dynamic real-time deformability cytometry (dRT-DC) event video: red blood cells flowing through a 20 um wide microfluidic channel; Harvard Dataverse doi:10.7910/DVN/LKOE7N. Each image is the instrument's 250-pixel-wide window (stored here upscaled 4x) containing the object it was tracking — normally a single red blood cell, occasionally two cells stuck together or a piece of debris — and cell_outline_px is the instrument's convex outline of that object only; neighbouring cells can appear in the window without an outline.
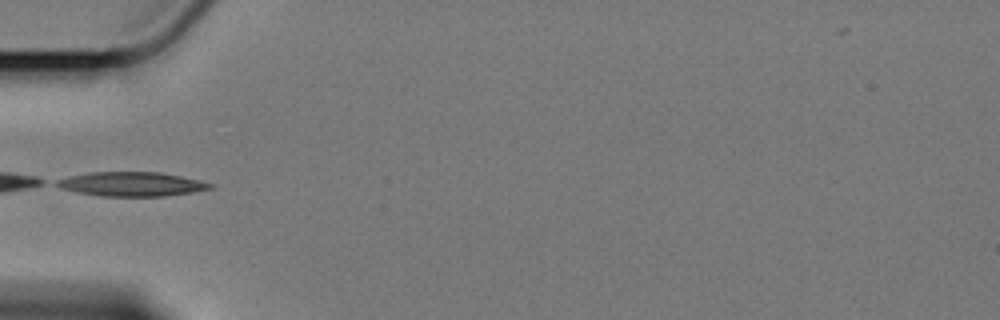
{"species": "Egyptian fruit bat (a non-hibernating species)", "species_latin": "Rousettus aegyptiacus", "temperature_condition": "cold", "stored_images_in_passage": 33, "camera_frame_rate_fps": 3000, "um_per_image_px": 0.085, "animal": {"sex": "female"}, "frame": {"image": 1, "passage_image": 1, "time_ms": 0.0, "image_size_px": [1000, 320], "cell_outline_px": [[212, 188], [192, 192], [164, 196], [100, 196], [76, 192], [60, 188], [52, 184], [56, 180], [68, 176], [88, 172], [160, 172], [180, 176], [212, 184]], "centroid_in_image_um": [11.08, 15.64], "position_along_channel_um": 73.9, "area_um2": 21.62}}
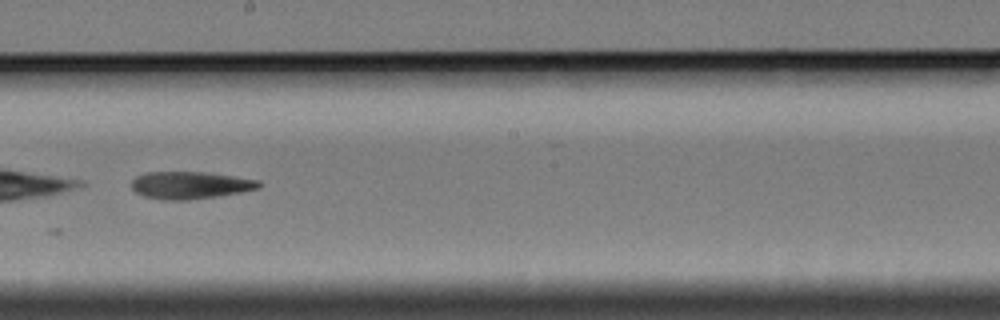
{"frame": {"image": 2, "passage_image": 15, "time_ms": 4.667, "image_size_px": [1000, 320], "cell_outline_px": [[260, 184], [256, 188], [240, 192], [216, 196], [188, 200], [168, 200], [144, 196], [136, 192], [132, 188], [132, 180], [136, 176], [148, 172], [204, 172], [260, 180]], "centroid_in_image_um": [16.13, 15.73], "position_along_channel_um": 232.1, "area_um2": 19.94}}
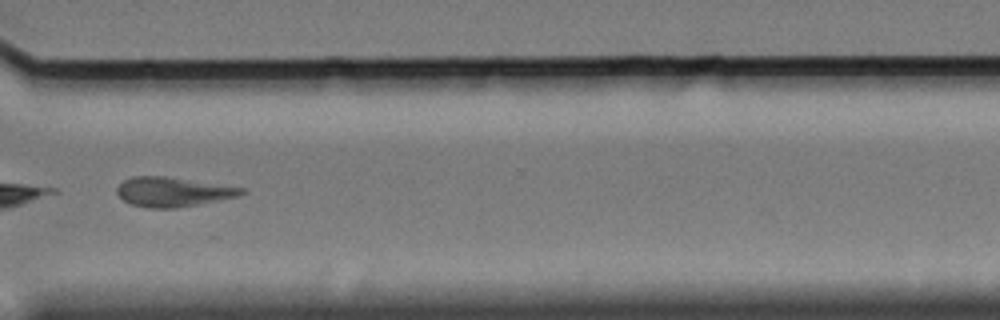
{"frame": {"image": 3, "passage_image": 26, "time_ms": 8.333, "image_size_px": [1000, 320], "cell_outline_px": [[244, 192], [236, 196], [176, 208], [148, 208], [128, 204], [116, 192], [116, 188], [124, 180], [132, 176], [164, 176], [244, 188]], "centroid_in_image_um": [14.6, 16.31], "position_along_channel_um": 356.0, "area_um2": 20.98}, "authors_computed_cell_mechanics": {"area_um2": 20.5768, "velocity_mm_per_s": 3.3738, "shape_relaxation_time_tau1_ms": 8.7866, "shape_relaxation_time_tau2_ms": null, "deformation_change_tau1": 0.1626, "deformation_change_tau2": null}}